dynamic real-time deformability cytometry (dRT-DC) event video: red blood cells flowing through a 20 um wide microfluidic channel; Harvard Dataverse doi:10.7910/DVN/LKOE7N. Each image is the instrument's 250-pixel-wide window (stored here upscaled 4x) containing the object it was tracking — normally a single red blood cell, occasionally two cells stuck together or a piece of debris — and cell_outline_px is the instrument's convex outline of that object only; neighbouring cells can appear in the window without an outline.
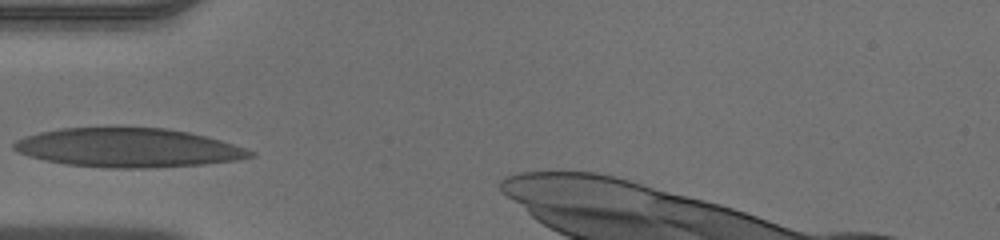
{"species": "human", "species_latin": "Homo sapiens", "temperature_condition": "warm", "stored_images_in_passage": 24, "camera_frame_rate_fps": 3000, "um_per_image_px": 0.085, "donor": {"sex": "male"}, "frame": {"image": 1, "passage_image": 1, "time_ms": 0.0, "image_size_px": [1000, 240], "cell_outline_px": [[256, 156], [236, 160], [204, 164], [148, 168], [108, 168], [64, 164], [44, 160], [28, 156], [12, 148], [12, 144], [16, 140], [24, 136], [40, 132], [60, 128], [168, 128], [188, 132], [220, 140], [256, 152]], "centroid_in_image_um": [10.87, 12.56], "position_along_channel_um": 74.1, "area_um2": 53.58}}
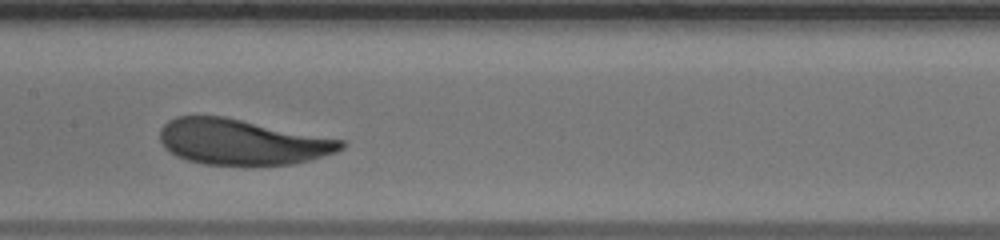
{"frame": {"image": 2, "passage_image": 9, "time_ms": 2.667, "image_size_px": [1000, 240], "cell_outline_px": [[344, 148], [336, 152], [312, 160], [292, 164], [204, 164], [188, 160], [176, 156], [164, 148], [160, 140], [160, 128], [168, 120], [176, 116], [224, 116], [344, 140]], "centroid_in_image_um": [20.55, 12.06], "position_along_channel_um": 186.9, "area_um2": 47.97}}
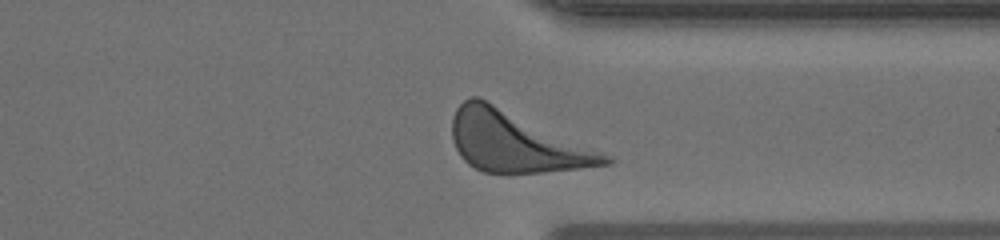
{"frame": {"image": 3, "passage_image": 22, "time_ms": 7.0, "image_size_px": [1000, 240], "cell_outline_px": [[616, 160], [612, 164], [580, 168], [544, 172], [484, 172], [468, 164], [460, 156], [452, 140], [452, 116], [456, 108], [464, 100], [472, 96], [480, 96], [616, 156]], "centroid_in_image_um": [43.92, 12.03], "position_along_channel_um": 367.5, "area_um2": 54.79}}